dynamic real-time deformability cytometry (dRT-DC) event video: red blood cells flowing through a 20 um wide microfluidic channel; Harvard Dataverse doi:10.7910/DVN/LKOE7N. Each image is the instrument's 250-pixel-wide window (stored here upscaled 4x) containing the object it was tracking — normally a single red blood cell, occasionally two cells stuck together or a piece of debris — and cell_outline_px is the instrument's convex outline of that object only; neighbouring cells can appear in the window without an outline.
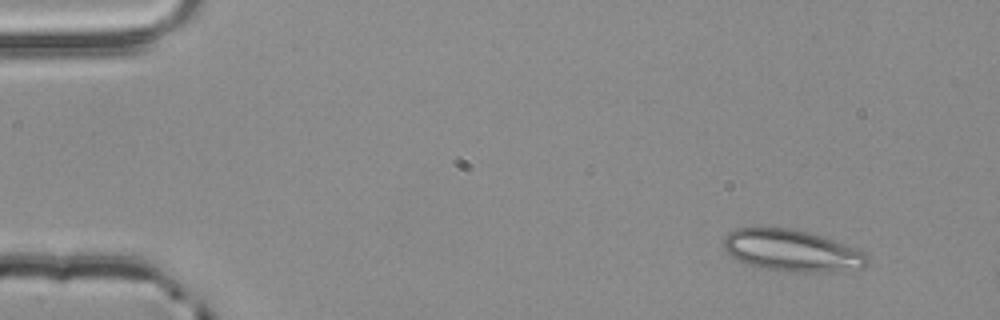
{"species": "common noctule bat (a hibernating species)", "species_latin": "Nyctalus noctula", "temperature_condition": "room temperature", "stored_images_in_passage": 9, "camera_frame_rate_fps": 3000, "um_per_image_px": 0.085, "animal": {"sex": "male", "body_mass_g": 20.4}, "frame": {"image": 1, "passage_image": 1, "time_ms": 0.0, "image_size_px": [1000, 320], "cell_outline_px": [[868, 264], [864, 268], [832, 272], [796, 272], [756, 268], [732, 256], [724, 248], [724, 236], [728, 232], [736, 228], [792, 228], [808, 232], [844, 244], [864, 252], [868, 256]], "centroid_in_image_um": [67.32, 21.32], "position_along_channel_um": 17.7, "area_um2": 34.91}}